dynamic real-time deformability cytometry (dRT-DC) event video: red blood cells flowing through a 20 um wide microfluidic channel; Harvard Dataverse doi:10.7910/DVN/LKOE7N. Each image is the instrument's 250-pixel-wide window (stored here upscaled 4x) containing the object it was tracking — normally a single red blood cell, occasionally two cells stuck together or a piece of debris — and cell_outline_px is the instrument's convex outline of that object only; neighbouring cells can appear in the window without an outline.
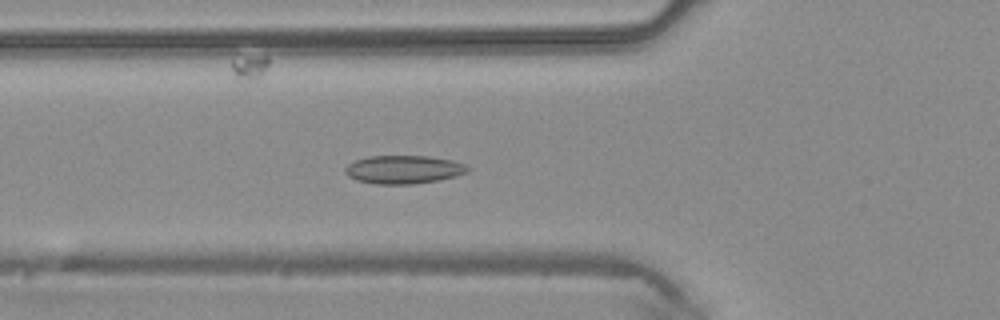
{"species": "common noctule bat (a hibernating species)", "species_latin": "Nyctalus noctula", "temperature_condition": "warm", "stored_images_in_passage": 28, "camera_frame_rate_fps": 3000, "um_per_image_px": 0.085, "animal": {"sex": "male", "body_mass_g": 20.4}, "frame": {"image": 1, "passage_image": 7, "time_ms": 2.0, "image_size_px": [1000, 320], "cell_outline_px": [[472, 168], [468, 172], [456, 176], [440, 180], [412, 184], [376, 184], [356, 180], [348, 176], [344, 172], [344, 168], [348, 164], [356, 160], [368, 156], [428, 156], [452, 160], [464, 164]], "centroid_in_image_um": [34.32, 14.41], "position_along_channel_um": 91.5, "area_um2": 20.35}}
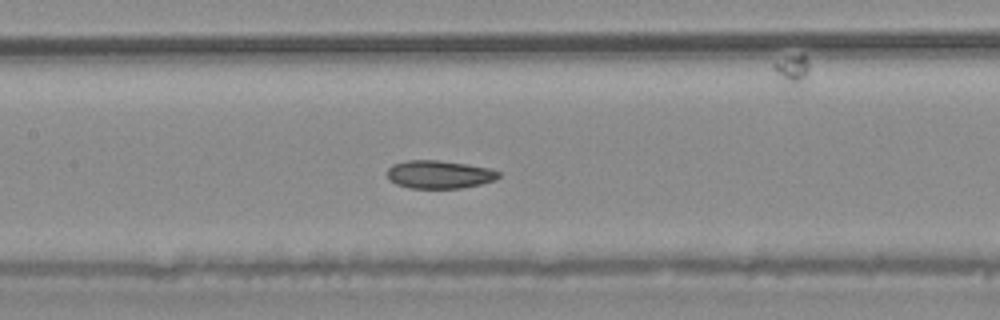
{"frame": {"image": 2, "passage_image": 12, "time_ms": 3.667, "image_size_px": [1000, 320], "cell_outline_px": [[500, 176], [496, 180], [480, 184], [460, 188], [408, 188], [396, 184], [388, 176], [388, 168], [392, 164], [408, 160], [436, 160], [468, 164], [488, 168], [500, 172]], "centroid_in_image_um": [37.35, 14.82], "position_along_channel_um": 170.1, "area_um2": 18.15}}
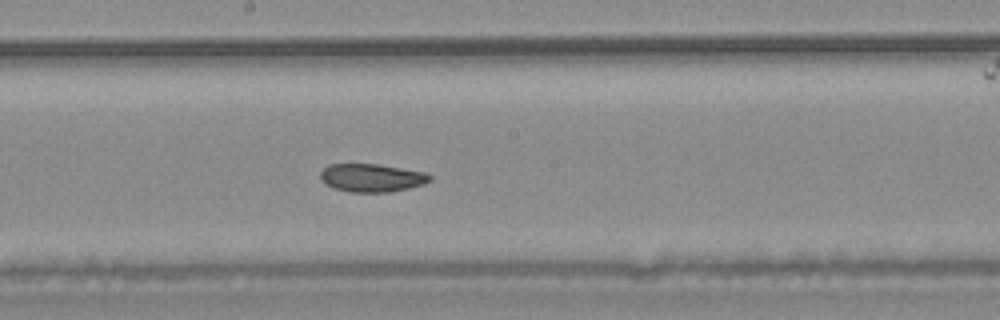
{"frame": {"image": 3, "passage_image": 15, "time_ms": 4.667, "image_size_px": [1000, 320], "cell_outline_px": [[432, 180], [424, 184], [408, 188], [388, 192], [348, 192], [332, 188], [324, 184], [320, 180], [320, 172], [328, 164], [380, 164], [424, 172], [432, 176]], "centroid_in_image_um": [31.56, 15.11], "position_along_channel_um": 216.6, "area_um2": 18.15}}